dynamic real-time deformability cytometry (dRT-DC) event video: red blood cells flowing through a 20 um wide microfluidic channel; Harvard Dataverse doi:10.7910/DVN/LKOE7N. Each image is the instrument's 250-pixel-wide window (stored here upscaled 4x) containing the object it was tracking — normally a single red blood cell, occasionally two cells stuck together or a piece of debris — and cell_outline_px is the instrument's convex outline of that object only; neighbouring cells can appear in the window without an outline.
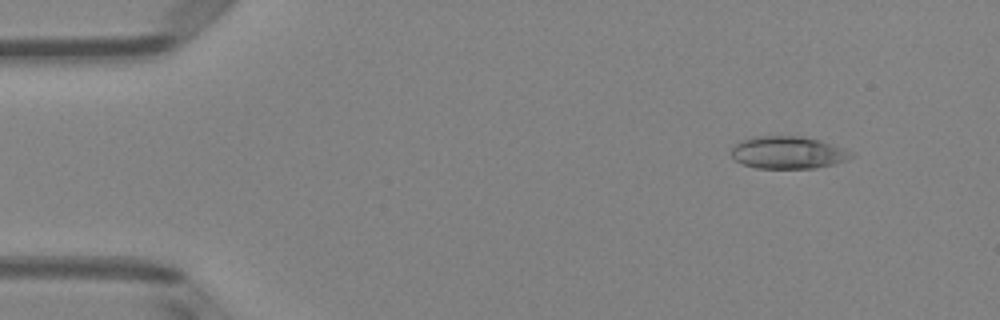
{"species": "Egyptian fruit bat (a non-hibernating species)", "species_latin": "Rousettus aegyptiacus", "temperature_condition": "room temperature", "stored_images_in_passage": 51, "camera_frame_rate_fps": 3000, "um_per_image_px": 0.085, "animal": {"sex": "female"}, "frame": {"image": 1, "passage_image": 6, "time_ms": 1.667, "image_size_px": [1000, 320], "cell_outline_px": [[856, 156], [832, 164], [816, 168], [756, 168], [744, 164], [736, 160], [732, 156], [732, 148], [740, 140], [752, 136], [800, 136], [816, 140], [844, 148], [852, 152]], "centroid_in_image_um": [66.96, 12.96], "position_along_channel_um": 18.0, "area_um2": 22.43}}
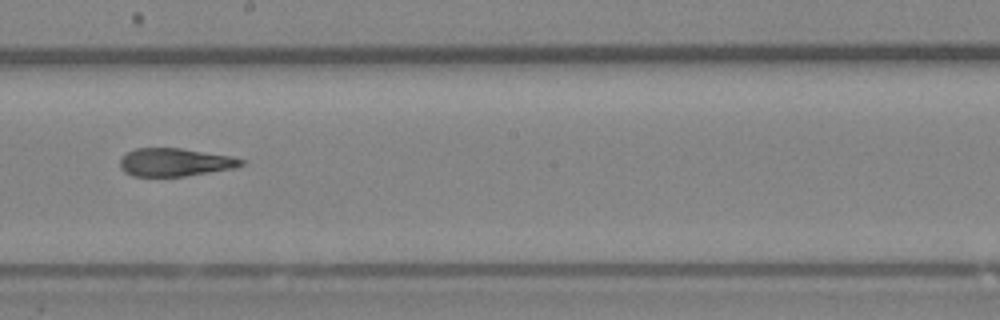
{"frame": {"image": 2, "passage_image": 29, "time_ms": 9.333, "image_size_px": [1000, 320], "cell_outline_px": [[244, 164], [236, 168], [184, 176], [132, 176], [124, 172], [120, 168], [120, 160], [128, 152], [136, 148], [180, 148], [232, 156], [244, 160]], "centroid_in_image_um": [14.88, 13.79], "position_along_channel_um": 233.3, "area_um2": 19.77}}
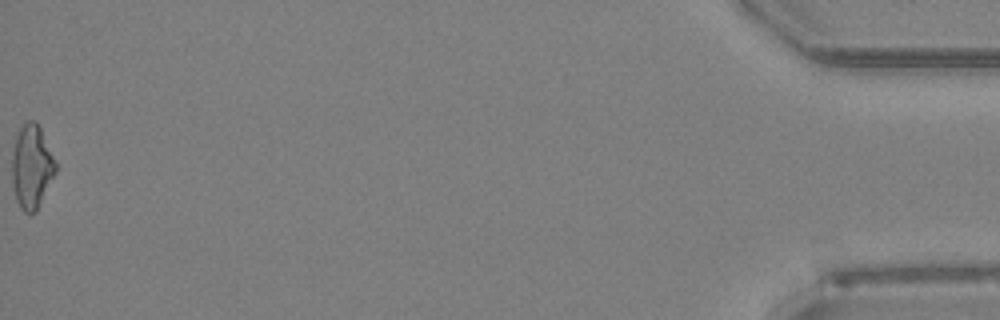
{"frame": {"image": 3, "passage_image": 51, "time_ms": 16.667, "image_size_px": [1000, 320], "cell_outline_px": [[56, 172], [36, 212], [24, 212], [20, 208], [16, 200], [12, 184], [12, 152], [20, 128], [28, 120], [36, 120], [40, 128], [56, 164]], "centroid_in_image_um": [2.68, 14.2], "position_along_channel_um": 432.5, "area_um2": 20.98}, "authors_computed_cell_mechanics": {"area_um2": 21.1548, "velocity_mm_per_s": 4.0732, "shape_relaxation_time_tau1_ms": null, "shape_relaxation_time_tau2_ms": 3.423, "deformation_change_tau1": null, "deformation_change_tau2": 0.119}}